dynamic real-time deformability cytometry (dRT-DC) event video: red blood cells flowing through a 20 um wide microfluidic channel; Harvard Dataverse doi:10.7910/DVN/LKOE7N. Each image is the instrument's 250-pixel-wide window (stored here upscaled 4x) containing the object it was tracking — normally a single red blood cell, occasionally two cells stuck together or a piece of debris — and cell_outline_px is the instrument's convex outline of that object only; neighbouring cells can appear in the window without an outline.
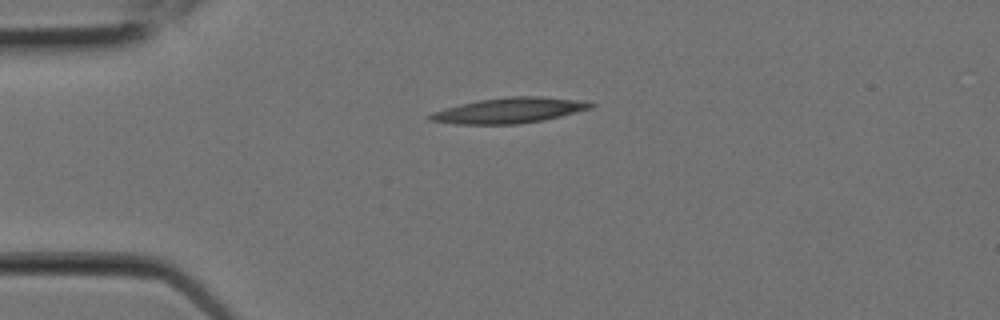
{"species": "Egyptian fruit bat (a non-hibernating species)", "species_latin": "Rousettus aegyptiacus", "temperature_condition": "room temperature", "stored_images_in_passage": 2, "camera_frame_rate_fps": 3000, "um_per_image_px": 0.085, "animal": {"sex": "female"}, "frame": {"image": 1, "passage_image": 1, "time_ms": 0.0, "image_size_px": [1000, 320], "cell_outline_px": [[596, 104], [592, 108], [544, 120], [516, 124], [456, 124], [428, 120], [424, 116], [432, 112], [460, 104], [480, 100], [508, 96], [540, 96], [588, 100]], "centroid_in_image_um": [43.31, 9.38], "position_along_channel_um": 41.7, "area_um2": 24.04}}